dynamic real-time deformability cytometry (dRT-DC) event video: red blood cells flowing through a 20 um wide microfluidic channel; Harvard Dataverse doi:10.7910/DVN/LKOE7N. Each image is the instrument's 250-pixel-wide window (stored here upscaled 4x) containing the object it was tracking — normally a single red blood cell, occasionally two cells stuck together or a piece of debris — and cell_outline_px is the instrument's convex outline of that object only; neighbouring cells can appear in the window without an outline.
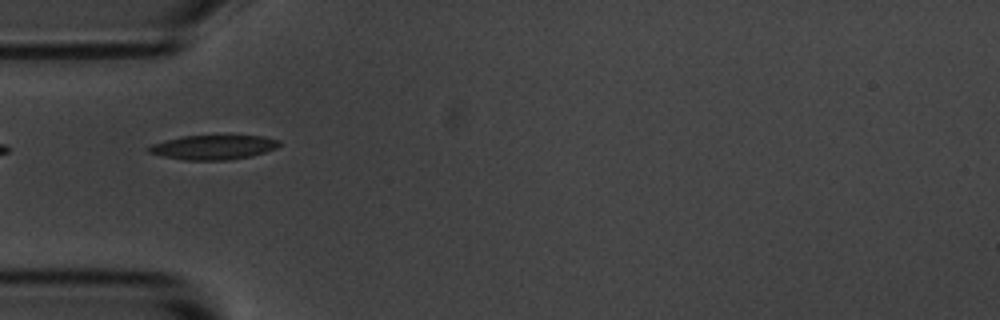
{"species": "common noctule bat (a hibernating species)", "species_latin": "Nyctalus noctula", "temperature_condition": "room temperature", "stored_images_in_passage": 5, "camera_frame_rate_fps": 3000, "um_per_image_px": 0.085, "animal": {"sex": "male", "body_mass_g": 20.1, "forearm_length_mm": 53.5}, "frame": {"image": 1, "passage_image": 5, "time_ms": 4.667, "image_size_px": [1000, 320], "cell_outline_px": [[280, 144], [276, 148], [252, 156], [228, 160], [184, 160], [160, 156], [148, 152], [144, 148], [152, 144], [180, 136], [264, 136], [280, 140]], "centroid_in_image_um": [18.09, 12.52], "position_along_channel_um": 66.9, "area_um2": 18.67}}